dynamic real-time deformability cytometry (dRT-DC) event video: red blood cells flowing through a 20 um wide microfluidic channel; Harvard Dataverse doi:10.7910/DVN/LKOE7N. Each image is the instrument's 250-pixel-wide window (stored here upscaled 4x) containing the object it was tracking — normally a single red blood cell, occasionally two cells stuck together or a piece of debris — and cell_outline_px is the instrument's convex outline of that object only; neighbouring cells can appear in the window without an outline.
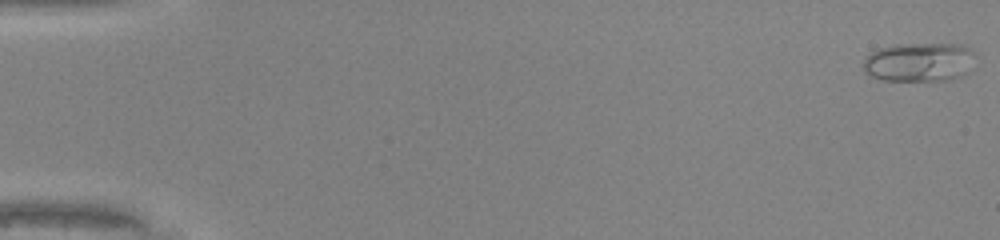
{"species": "common noctule bat (a hibernating species)", "species_latin": "Nyctalus noctula", "temperature_condition": "warm", "stored_images_in_passage": 45, "camera_frame_rate_fps": 3000, "um_per_image_px": 0.085, "animal": {"sex": "male", "body_mass_g": 20.0, "forearm_length_mm": 53.3}, "frame": {"image": 1, "passage_image": 1, "time_ms": 0.0, "image_size_px": [1000, 240], "cell_outline_px": [[976, 56], [968, 72], [964, 76], [948, 80], [884, 80], [872, 76], [864, 72], [864, 60], [872, 52], [880, 48], [892, 44], [964, 44]], "centroid_in_image_um": [78.17, 5.27], "position_along_channel_um": 6.8, "area_um2": 25.55}}
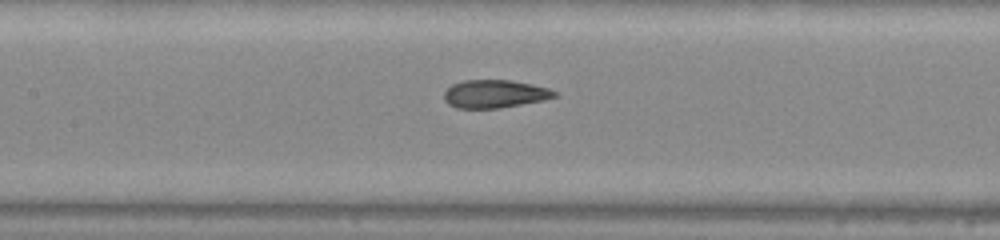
{"frame": {"image": 2, "passage_image": 24, "time_ms": 7.667, "image_size_px": [1000, 240], "cell_outline_px": [[556, 96], [544, 100], [500, 108], [456, 108], [448, 104], [444, 100], [444, 92], [452, 84], [464, 80], [512, 80], [532, 84], [548, 88], [556, 92]], "centroid_in_image_um": [42.03, 7.98], "position_along_channel_um": 165.4, "area_um2": 18.03}}
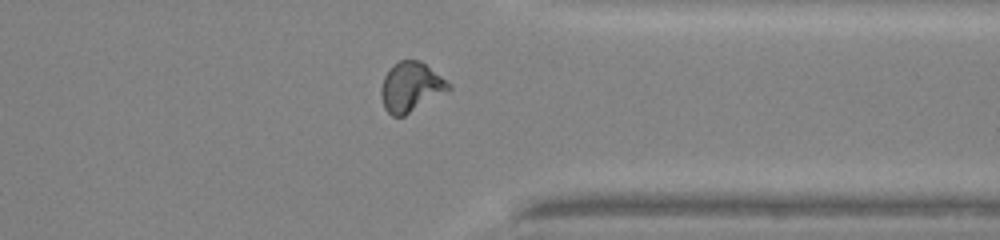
{"frame": {"image": 3, "passage_image": 39, "time_ms": 12.667, "image_size_px": [1000, 240], "cell_outline_px": [[452, 88], [404, 116], [392, 116], [384, 108], [380, 96], [380, 88], [384, 76], [392, 64], [400, 60], [420, 60], [452, 84]], "centroid_in_image_um": [34.9, 7.38], "position_along_channel_um": 376.5, "area_um2": 19.54}, "authors_computed_cell_mechanics": {"area_um2": 18.8428, "velocity_mm_per_s": 4.292, "shape_relaxation_time_tau1_ms": 9.58, "shape_relaxation_time_tau2_ms": 0.8231, "deformation_change_tau1": 0.3016, "deformation_change_tau2": 0.0835}}